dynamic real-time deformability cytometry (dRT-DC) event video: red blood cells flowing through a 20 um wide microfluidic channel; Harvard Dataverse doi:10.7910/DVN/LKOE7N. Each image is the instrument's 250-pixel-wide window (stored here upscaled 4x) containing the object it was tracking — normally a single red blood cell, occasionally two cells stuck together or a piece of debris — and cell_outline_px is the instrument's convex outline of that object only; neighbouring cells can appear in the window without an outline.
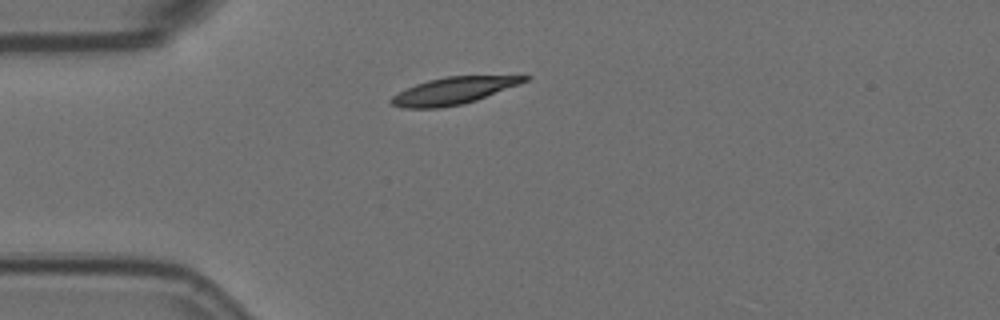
{"species": "Egyptian fruit bat (a non-hibernating species)", "species_latin": "Rousettus aegyptiacus", "temperature_condition": "room temperature", "stored_images_in_passage": 4, "camera_frame_rate_fps": 3000, "um_per_image_px": 0.085, "animal": {"sex": "female"}, "frame": {"image": 1, "passage_image": 4, "time_ms": 1.0, "image_size_px": [1000, 320], "cell_outline_px": [[532, 76], [528, 80], [520, 84], [476, 100], [460, 104], [440, 108], [400, 108], [392, 104], [388, 100], [392, 96], [416, 84], [428, 80], [444, 76]], "centroid_in_image_um": [38.52, 7.71], "position_along_channel_um": 46.5, "area_um2": 20.75}}